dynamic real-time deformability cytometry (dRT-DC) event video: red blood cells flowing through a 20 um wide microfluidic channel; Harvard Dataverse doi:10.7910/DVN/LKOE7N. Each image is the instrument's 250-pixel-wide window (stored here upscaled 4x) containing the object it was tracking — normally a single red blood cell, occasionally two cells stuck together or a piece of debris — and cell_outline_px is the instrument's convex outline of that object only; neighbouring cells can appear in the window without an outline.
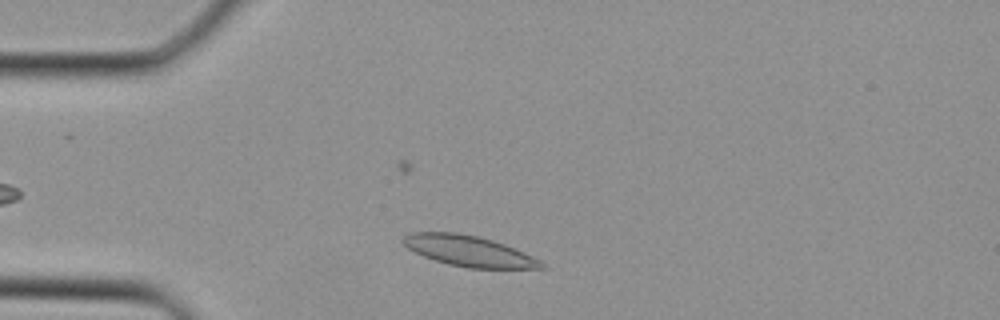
{"species": "Egyptian fruit bat (a non-hibernating species)", "species_latin": "Rousettus aegyptiacus", "temperature_condition": "cold", "stored_images_in_passage": 25, "camera_frame_rate_fps": 3000, "um_per_image_px": 0.085, "animal": {"sex": "female"}, "frame": {"image": 1, "passage_image": 3, "time_ms": 0.667, "image_size_px": [1000, 320], "cell_outline_px": [[548, 268], [468, 268], [448, 264], [424, 256], [408, 248], [400, 240], [404, 236], [412, 232], [456, 232], [476, 236], [492, 240], [504, 244], [524, 252], [540, 260]], "centroid_in_image_um": [39.85, 21.33], "position_along_channel_um": 45.1, "area_um2": 24.51}}
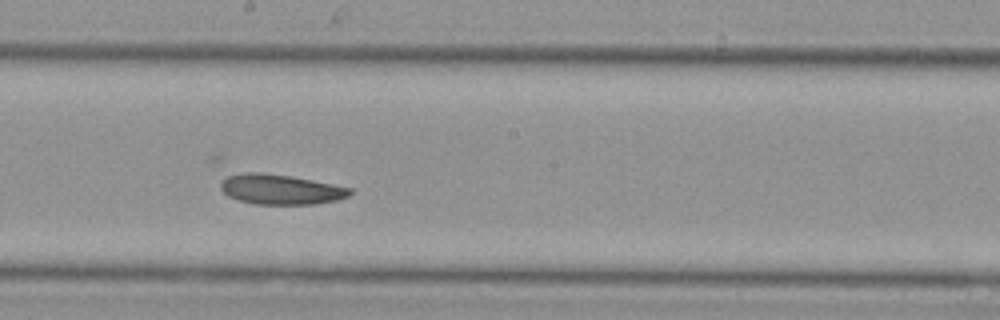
{"frame": {"image": 2, "passage_image": 14, "time_ms": 4.333, "image_size_px": [1000, 320], "cell_outline_px": [[352, 192], [348, 196], [336, 200], [312, 204], [252, 204], [228, 196], [220, 188], [220, 184], [228, 176], [244, 172], [264, 172], [292, 176], [352, 188]], "centroid_in_image_um": [23.84, 16.09], "position_along_channel_um": 224.4, "area_um2": 22.54}}
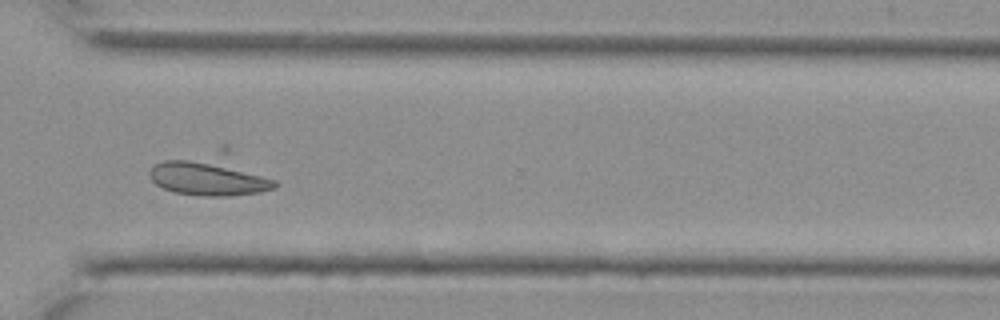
{"frame": {"image": 3, "passage_image": 21, "time_ms": 6.667, "image_size_px": [1000, 320], "cell_outline_px": [[280, 184], [276, 188], [260, 192], [228, 196], [200, 196], [172, 192], [156, 184], [148, 176], [148, 172], [156, 164], [164, 160], [216, 160], [276, 180]], "centroid_in_image_um": [17.71, 15.17], "position_along_channel_um": 352.9, "area_um2": 25.09}}